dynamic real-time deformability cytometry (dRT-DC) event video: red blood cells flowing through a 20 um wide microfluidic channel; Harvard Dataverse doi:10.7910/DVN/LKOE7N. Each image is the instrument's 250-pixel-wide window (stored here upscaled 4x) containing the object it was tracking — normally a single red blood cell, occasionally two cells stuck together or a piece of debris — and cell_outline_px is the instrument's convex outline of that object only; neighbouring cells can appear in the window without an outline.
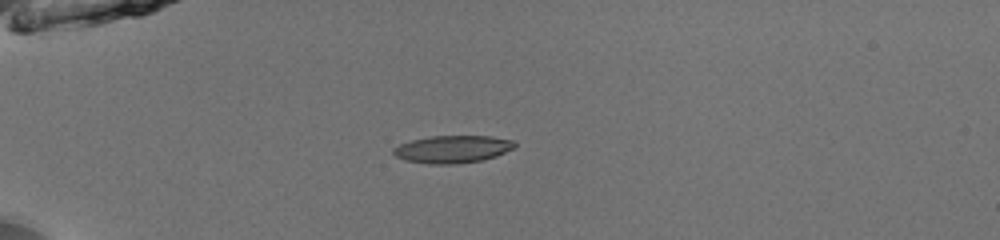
{"species": "common noctule bat (a hibernating species)", "species_latin": "Nyctalus noctula", "temperature_condition": "room temperature", "stored_images_in_passage": 31, "camera_frame_rate_fps": 3000, "um_per_image_px": 0.085, "animal": {"sex": "male", "body_mass_g": 13.0, "forearm_length_mm": 53.1}, "frame": {"image": 1, "passage_image": 1, "time_ms": 0.0, "image_size_px": [1000, 240], "cell_outline_px": [[516, 148], [496, 156], [480, 160], [452, 164], [428, 164], [404, 160], [396, 156], [392, 152], [392, 148], [400, 144], [412, 140], [432, 136], [492, 136], [512, 140], [516, 144]], "centroid_in_image_um": [38.47, 12.68], "position_along_channel_um": 46.5, "area_um2": 19.42}}
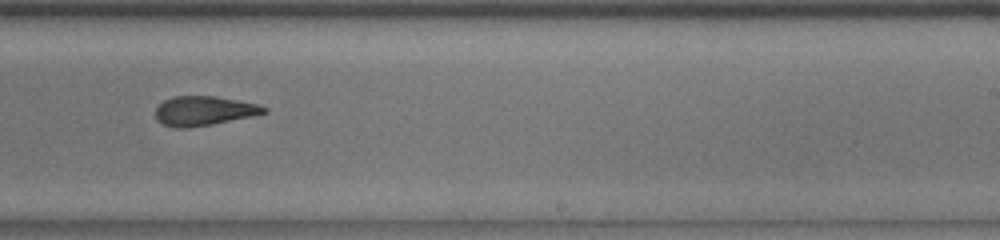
{"frame": {"image": 2, "passage_image": 20, "time_ms": 6.333, "image_size_px": [1000, 240], "cell_outline_px": [[268, 112], [256, 116], [212, 124], [188, 128], [176, 128], [164, 124], [156, 120], [156, 108], [164, 100], [172, 96], [216, 96], [256, 104], [268, 108]], "centroid_in_image_um": [17.35, 9.43], "position_along_channel_um": 271.7, "area_um2": 18.67}}
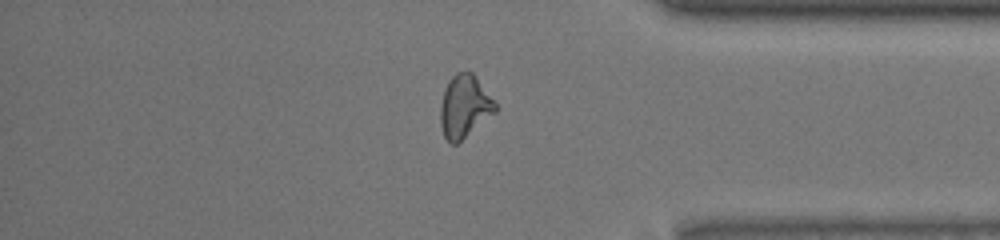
{"frame": {"image": 3, "passage_image": 30, "time_ms": 9.667, "image_size_px": [1000, 240], "cell_outline_px": [[496, 112], [456, 144], [452, 144], [444, 136], [440, 124], [440, 104], [444, 88], [448, 80], [456, 72], [472, 72], [496, 104]], "centroid_in_image_um": [39.45, 9.04], "position_along_channel_um": 395.8, "area_um2": 19.83}, "authors_computed_cell_mechanics": {"area_um2": 19.3052, "velocity_mm_per_s": 4.0207, "shape_relaxation_time_tau1_ms": 5.353, "shape_relaxation_time_tau2_ms": 2.9998, "deformation_change_tau1": 0.1783, "deformation_change_tau2": 0.1327}}